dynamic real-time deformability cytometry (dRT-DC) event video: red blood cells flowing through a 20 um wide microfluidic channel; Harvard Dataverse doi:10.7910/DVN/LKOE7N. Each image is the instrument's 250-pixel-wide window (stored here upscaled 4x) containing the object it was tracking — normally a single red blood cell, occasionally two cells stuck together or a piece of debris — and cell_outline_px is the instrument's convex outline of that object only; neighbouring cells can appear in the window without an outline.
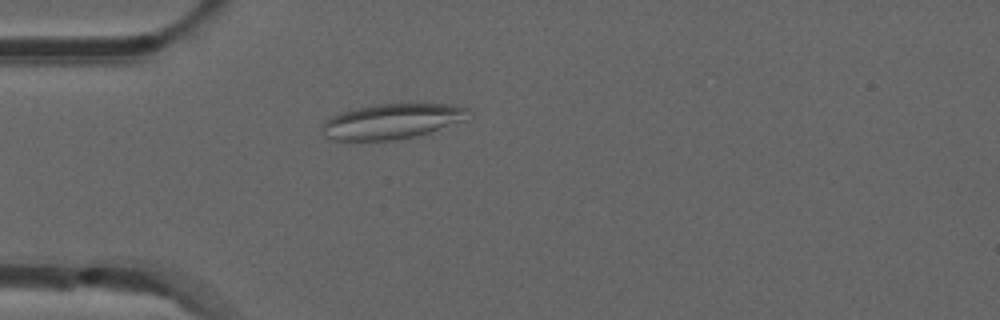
{"species": "common noctule bat (a hibernating species)", "species_latin": "Nyctalus noctula", "temperature_condition": "room temperature", "stored_images_in_passage": 34, "camera_frame_rate_fps": 3000, "um_per_image_px": 0.085, "animal": {"sex": "male", "forearm_length_mm": 52.5}, "frame": {"image": 1, "passage_image": 6, "time_ms": 1.667, "image_size_px": [1000, 320], "cell_outline_px": [[472, 112], [468, 120], [416, 136], [392, 140], [336, 140], [324, 136], [324, 120], [340, 112], [356, 108], [376, 104], [456, 104], [468, 108]], "centroid_in_image_um": [33.4, 10.3], "position_along_channel_um": 51.6, "area_um2": 30.06}}
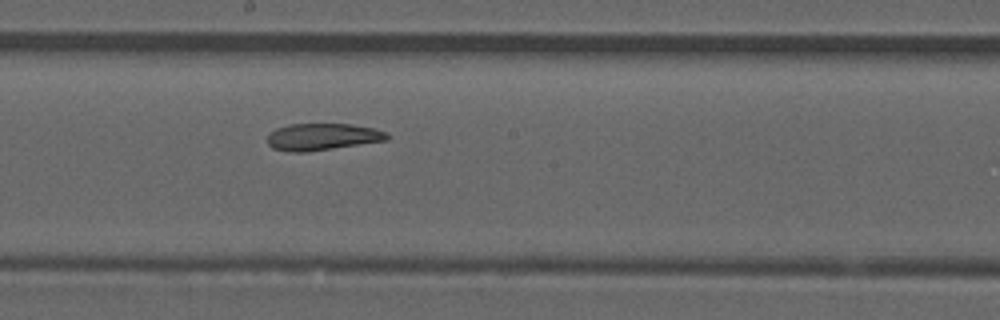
{"frame": {"image": 2, "passage_image": 20, "time_ms": 6.333, "image_size_px": [1000, 320], "cell_outline_px": [[388, 140], [308, 152], [288, 152], [272, 148], [268, 144], [268, 136], [276, 128], [288, 124], [352, 124], [372, 128], [388, 132]], "centroid_in_image_um": [27.4, 11.63], "position_along_channel_um": 220.8, "area_um2": 18.79}}
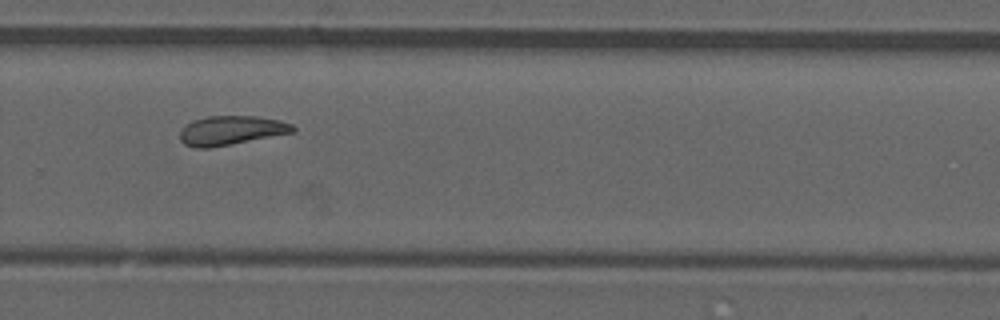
{"frame": {"image": 3, "passage_image": 27, "time_ms": 8.667, "image_size_px": [1000, 320], "cell_outline_px": [[296, 132], [212, 148], [196, 148], [184, 144], [180, 140], [180, 132], [192, 120], [208, 116], [256, 116], [280, 120], [292, 124], [296, 128]], "centroid_in_image_um": [19.68, 11.09], "position_along_channel_um": 310.1, "area_um2": 19.36}, "authors_computed_cell_mechanics": {"area_um2": 19.3341, "velocity_mm_per_s": 3.844, "shape_relaxation_time_tau1_ms": null, "shape_relaxation_time_tau2_ms": 1.9901, "deformation_change_tau1": null, "deformation_change_tau2": 0.0788}}